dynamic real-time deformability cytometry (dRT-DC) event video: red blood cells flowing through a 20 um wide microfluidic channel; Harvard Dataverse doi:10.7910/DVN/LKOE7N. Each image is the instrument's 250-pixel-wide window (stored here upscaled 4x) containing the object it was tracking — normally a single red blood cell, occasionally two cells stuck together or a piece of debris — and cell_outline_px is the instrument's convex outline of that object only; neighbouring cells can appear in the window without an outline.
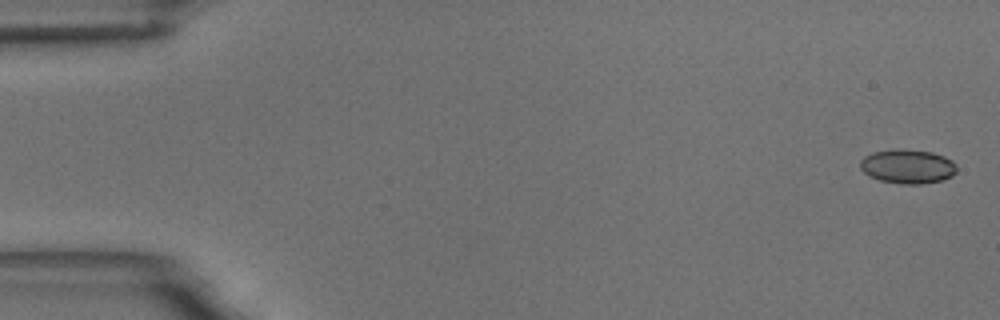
{"species": "common noctule bat (a hibernating species)", "species_latin": "Nyctalus noctula", "temperature_condition": "room temperature", "stored_images_in_passage": 5, "camera_frame_rate_fps": 3000, "um_per_image_px": 0.085, "animal": {"sex": "male", "body_mass_g": 18.8}, "frame": {"image": 1, "passage_image": 1, "time_ms": 0.0, "image_size_px": [1000, 320], "cell_outline_px": [[956, 172], [952, 176], [940, 180], [920, 184], [900, 184], [880, 180], [868, 176], [860, 168], [860, 160], [864, 156], [872, 152], [896, 148], [932, 152], [944, 156], [952, 160], [956, 164]], "centroid_in_image_um": [77.12, 14.14], "position_along_channel_um": 7.9, "area_um2": 19.36}}
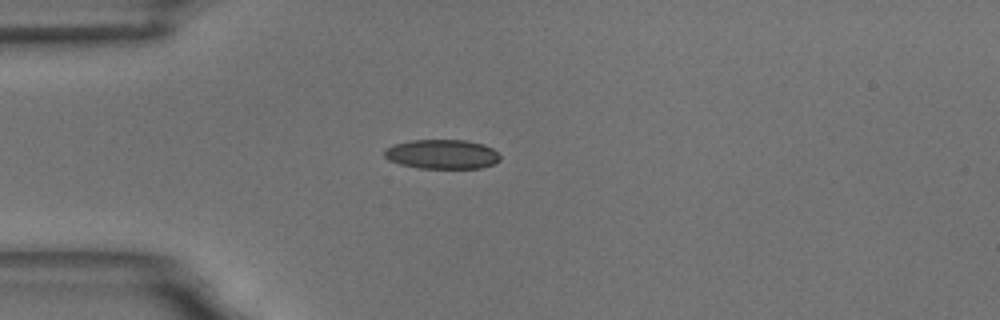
{"frame": {"image": 2, "passage_image": 5, "time_ms": 4.667, "image_size_px": [1000, 320], "cell_outline_px": [[500, 160], [492, 164], [480, 168], [420, 168], [400, 164], [388, 160], [384, 156], [384, 152], [392, 144], [408, 140], [464, 140], [484, 144], [492, 148], [500, 156]], "centroid_in_image_um": [37.55, 13.1], "position_along_channel_um": 47.4, "area_um2": 19.83}}